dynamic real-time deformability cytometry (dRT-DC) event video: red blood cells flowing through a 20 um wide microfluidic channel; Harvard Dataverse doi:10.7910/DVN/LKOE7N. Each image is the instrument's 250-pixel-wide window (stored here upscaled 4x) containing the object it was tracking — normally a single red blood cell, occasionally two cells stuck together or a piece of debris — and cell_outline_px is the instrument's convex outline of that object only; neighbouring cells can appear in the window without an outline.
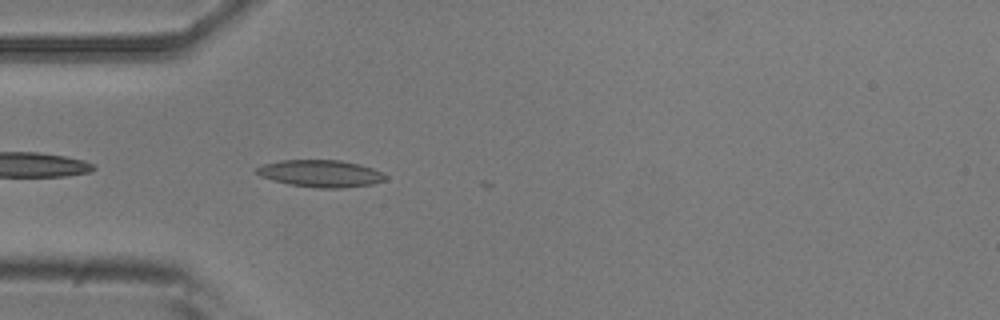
{"species": "common noctule bat (a hibernating species)", "species_latin": "Nyctalus noctula", "temperature_condition": "room temperature", "stored_images_in_passage": 4, "camera_frame_rate_fps": 3000, "um_per_image_px": 0.085, "animal": {"sex": "male", "body_mass_g": 20.5, "forearm_length_mm": 52.5}, "frame": {"image": 1, "passage_image": 2, "time_ms": 0.333, "image_size_px": [1000, 320], "cell_outline_px": [[388, 180], [372, 184], [344, 188], [316, 188], [288, 184], [272, 180], [260, 176], [256, 172], [256, 168], [264, 164], [280, 160], [340, 160], [360, 164], [384, 172], [388, 176]], "centroid_in_image_um": [27.3, 14.75], "position_along_channel_um": 57.7, "area_um2": 20.58}}